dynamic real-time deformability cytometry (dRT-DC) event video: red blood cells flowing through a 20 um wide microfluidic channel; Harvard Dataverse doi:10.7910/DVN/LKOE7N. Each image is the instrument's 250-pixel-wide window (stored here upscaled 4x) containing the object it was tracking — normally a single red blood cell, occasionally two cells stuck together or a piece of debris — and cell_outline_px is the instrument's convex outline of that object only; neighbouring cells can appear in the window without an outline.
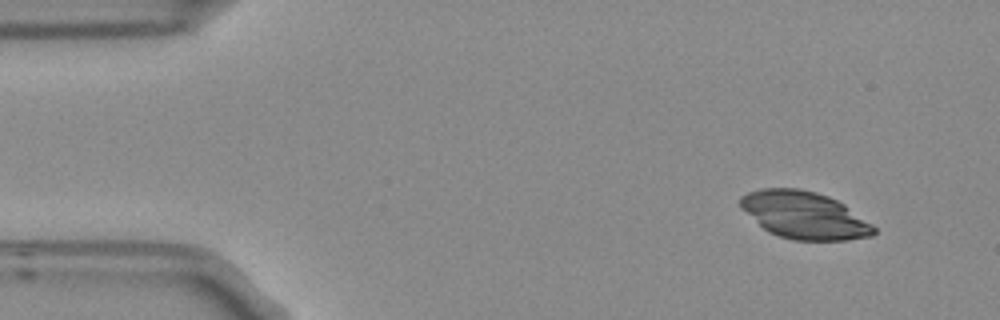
{"species": "Egyptian fruit bat (a non-hibernating species)", "species_latin": "Rousettus aegyptiacus", "temperature_condition": "room temperature", "stored_images_in_passage": 3, "camera_frame_rate_fps": 3000, "um_per_image_px": 0.085, "frame": {"image": 1, "passage_image": 1, "time_ms": 0.0, "image_size_px": [1000, 320], "cell_outline_px": [[876, 232], [872, 236], [848, 240], [796, 240], [780, 236], [768, 232], [740, 208], [740, 196], [748, 192], [764, 188], [800, 188], [816, 192], [828, 196], [844, 204], [872, 224], [876, 228]], "centroid_in_image_um": [68.36, 18.29], "position_along_channel_um": 16.6, "area_um2": 36.7}}